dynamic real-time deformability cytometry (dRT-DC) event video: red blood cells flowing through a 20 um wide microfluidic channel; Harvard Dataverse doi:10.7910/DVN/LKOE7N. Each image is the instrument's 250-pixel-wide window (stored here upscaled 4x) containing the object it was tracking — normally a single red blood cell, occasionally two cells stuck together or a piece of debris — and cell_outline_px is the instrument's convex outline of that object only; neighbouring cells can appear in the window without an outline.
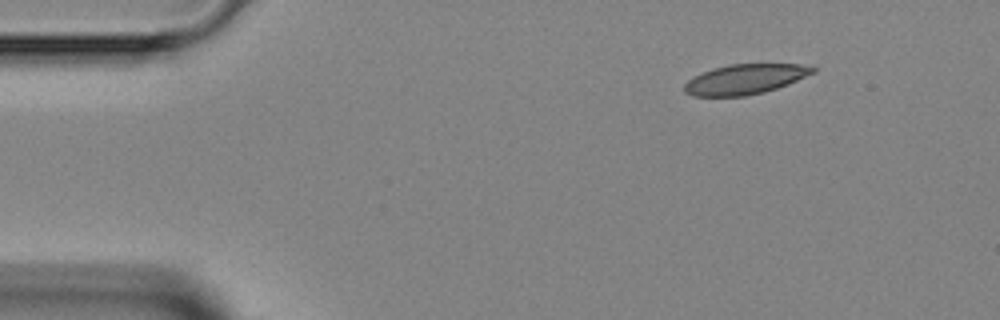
{"species": "Egyptian fruit bat (a non-hibernating species)", "species_latin": "Rousettus aegyptiacus", "temperature_condition": "room temperature", "stored_images_in_passage": 3, "camera_frame_rate_fps": 3000, "um_per_image_px": 0.085, "animal": {"sex": "female"}, "frame": {"image": 1, "passage_image": 1, "time_ms": 0.0, "image_size_px": [1000, 320], "cell_outline_px": [[816, 72], [788, 84], [764, 92], [744, 96], [692, 96], [684, 92], [684, 84], [692, 76], [712, 68], [728, 64], [812, 64], [816, 68]], "centroid_in_image_um": [63.34, 6.72], "position_along_channel_um": 21.7, "area_um2": 22.72}}
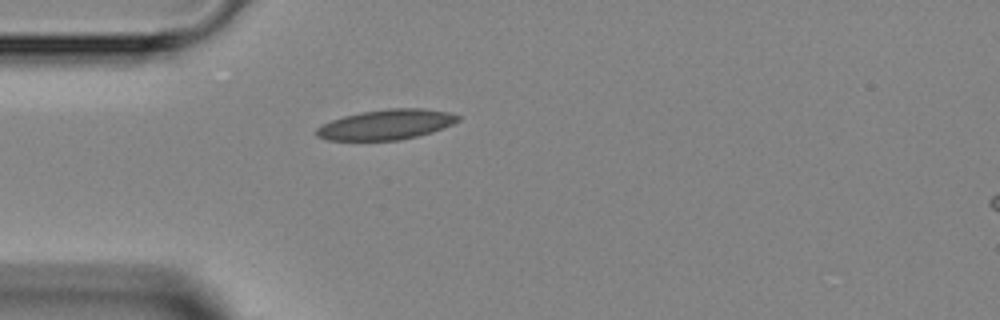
{"frame": {"image": 2, "passage_image": 3, "time_ms": 2.333, "image_size_px": [1000, 320], "cell_outline_px": [[460, 120], [444, 128], [432, 132], [400, 140], [328, 140], [316, 136], [316, 128], [332, 120], [344, 116], [360, 112], [388, 108], [424, 108], [448, 112], [460, 116]], "centroid_in_image_um": [32.85, 10.58], "position_along_channel_um": 52.2, "area_um2": 24.8}}